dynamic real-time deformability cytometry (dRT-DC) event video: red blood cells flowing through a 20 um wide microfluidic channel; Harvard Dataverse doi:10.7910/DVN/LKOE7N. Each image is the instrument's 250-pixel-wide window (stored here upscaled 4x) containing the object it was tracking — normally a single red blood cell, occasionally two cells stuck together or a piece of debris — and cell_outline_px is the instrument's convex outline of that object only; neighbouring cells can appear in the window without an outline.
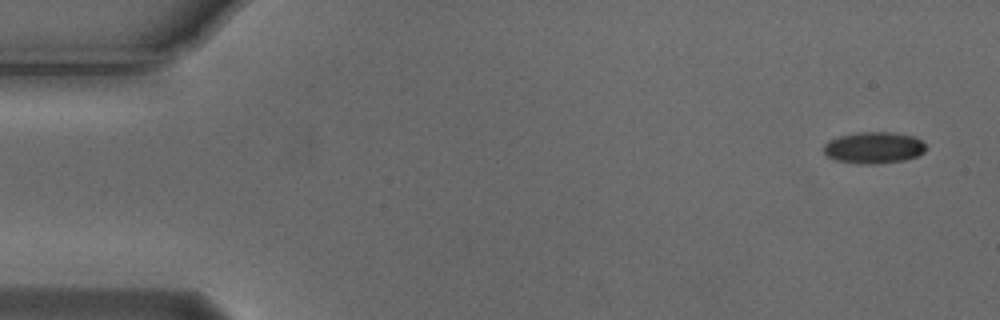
{"species": "Egyptian fruit bat (a non-hibernating species)", "species_latin": "Rousettus aegyptiacus", "temperature_condition": "cold", "stored_images_in_passage": 6, "camera_frame_rate_fps": 3000, "um_per_image_px": 0.085, "animal": {"sex": "male"}, "frame": {"image": 1, "passage_image": 1, "time_ms": 0.0, "image_size_px": [1000, 320], "cell_outline_px": [[924, 152], [916, 156], [904, 160], [876, 164], [860, 164], [836, 160], [828, 156], [824, 152], [824, 144], [828, 140], [840, 136], [860, 132], [892, 132], [912, 136], [920, 140], [924, 144]], "centroid_in_image_um": [74.24, 12.55], "position_along_channel_um": 10.8, "area_um2": 18.61}}
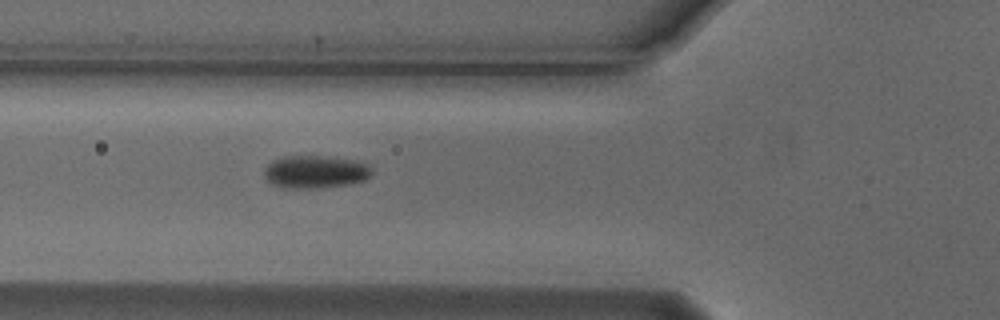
{"frame": {"image": 2, "passage_image": 6, "time_ms": 1.667, "image_size_px": [1000, 320], "cell_outline_px": [[372, 176], [364, 180], [348, 184], [316, 188], [296, 188], [272, 184], [264, 176], [264, 168], [272, 160], [284, 156], [320, 156], [356, 160], [368, 164], [372, 168]], "centroid_in_image_um": [26.82, 14.59], "position_along_channel_um": 99.0, "area_um2": 20.46}}